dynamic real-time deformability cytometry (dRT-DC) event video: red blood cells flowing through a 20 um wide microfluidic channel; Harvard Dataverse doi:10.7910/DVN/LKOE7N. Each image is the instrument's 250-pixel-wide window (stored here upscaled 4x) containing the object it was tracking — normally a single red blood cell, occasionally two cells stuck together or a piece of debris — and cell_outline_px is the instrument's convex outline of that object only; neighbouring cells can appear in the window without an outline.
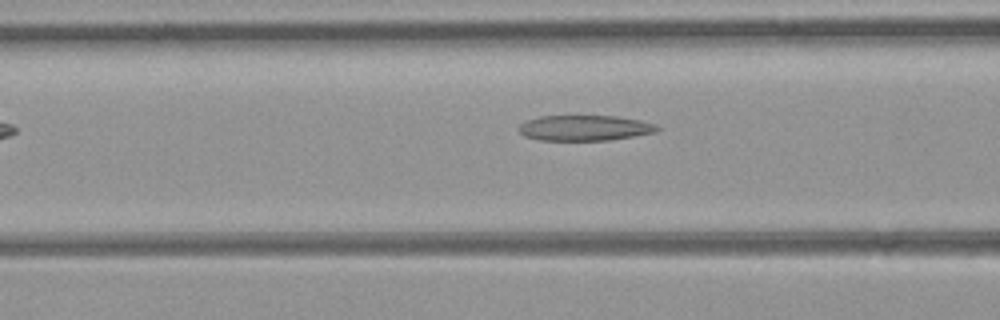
{"species": "common noctule bat (a hibernating species)", "species_latin": "Nyctalus noctula", "temperature_condition": "room temperature", "stored_images_in_passage": 7, "camera_frame_rate_fps": 3000, "um_per_image_px": 0.085, "animal": {"sex": "female", "body_mass_g": 21.9}, "frame": {"image": 1, "passage_image": 7, "time_ms": 2.0, "image_size_px": [1000, 320], "cell_outline_px": [[660, 128], [656, 132], [608, 140], [540, 140], [524, 136], [516, 128], [520, 124], [528, 120], [540, 116], [616, 116], [640, 120], [656, 124]], "centroid_in_image_um": [49.68, 10.87], "position_along_channel_um": 116.9, "area_um2": 20.46}}